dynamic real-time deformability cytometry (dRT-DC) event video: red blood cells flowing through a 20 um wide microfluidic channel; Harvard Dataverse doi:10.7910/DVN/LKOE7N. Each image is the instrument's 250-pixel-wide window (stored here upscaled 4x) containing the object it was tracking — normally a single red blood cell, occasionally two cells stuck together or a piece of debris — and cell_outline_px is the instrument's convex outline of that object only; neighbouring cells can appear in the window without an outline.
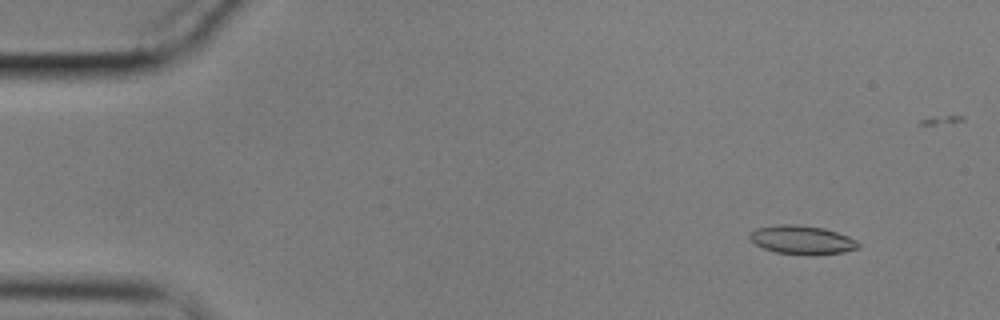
{"species": "common noctule bat (a hibernating species)", "species_latin": "Nyctalus noctula", "temperature_condition": "cold", "stored_images_in_passage": 60, "camera_frame_rate_fps": 3000, "um_per_image_px": 0.085, "animal": {"sex": "male", "body_mass_g": 17.9}, "frame": {"image": 1, "passage_image": 6, "time_ms": 1.667, "image_size_px": [1000, 320], "cell_outline_px": [[860, 248], [844, 252], [816, 256], [808, 256], [776, 252], [764, 248], [756, 244], [748, 236], [756, 228], [780, 224], [796, 224], [824, 228], [848, 236], [856, 240], [860, 244]], "centroid_in_image_um": [68.22, 20.41], "position_along_channel_um": 16.8, "area_um2": 18.38}}
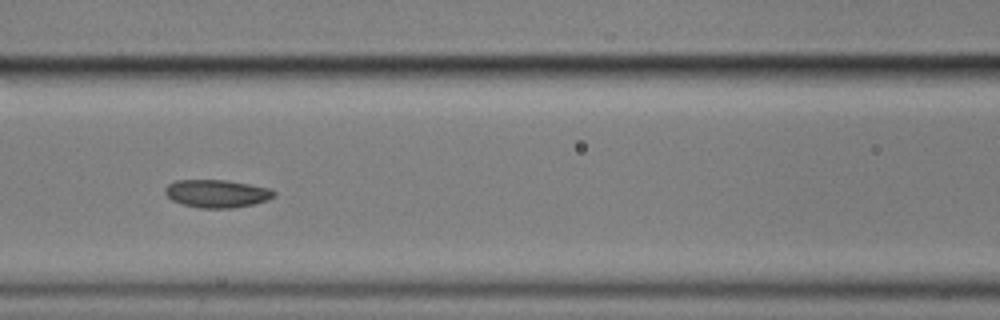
{"frame": {"image": 2, "passage_image": 26, "time_ms": 8.333, "image_size_px": [1000, 320], "cell_outline_px": [[276, 196], [268, 200], [252, 204], [232, 208], [200, 208], [184, 204], [172, 200], [164, 192], [164, 188], [168, 184], [176, 180], [228, 180], [272, 188], [276, 192]], "centroid_in_image_um": [18.47, 16.44], "position_along_channel_um": 148.1, "area_um2": 17.8}}
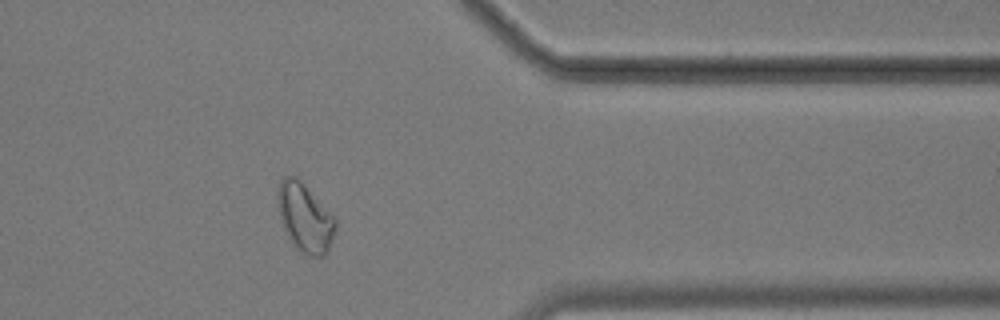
{"frame": {"image": 3, "passage_image": 48, "time_ms": 15.667, "image_size_px": [1000, 320], "cell_outline_px": [[336, 228], [328, 252], [324, 256], [308, 256], [288, 236], [284, 228], [276, 196], [280, 184], [284, 176], [296, 176], [300, 180], [336, 220]], "centroid_in_image_um": [25.93, 18.5], "position_along_channel_um": 385.5, "area_um2": 22.2}, "authors_computed_cell_mechanics": {"area_um2": 18.0336, "velocity_mm_per_s": 3.4249, "shape_relaxation_time_tau1_ms": 4.6274, "shape_relaxation_time_tau2_ms": 2.4211, "deformation_change_tau1": 0.1236, "deformation_change_tau2": 0.0757}}